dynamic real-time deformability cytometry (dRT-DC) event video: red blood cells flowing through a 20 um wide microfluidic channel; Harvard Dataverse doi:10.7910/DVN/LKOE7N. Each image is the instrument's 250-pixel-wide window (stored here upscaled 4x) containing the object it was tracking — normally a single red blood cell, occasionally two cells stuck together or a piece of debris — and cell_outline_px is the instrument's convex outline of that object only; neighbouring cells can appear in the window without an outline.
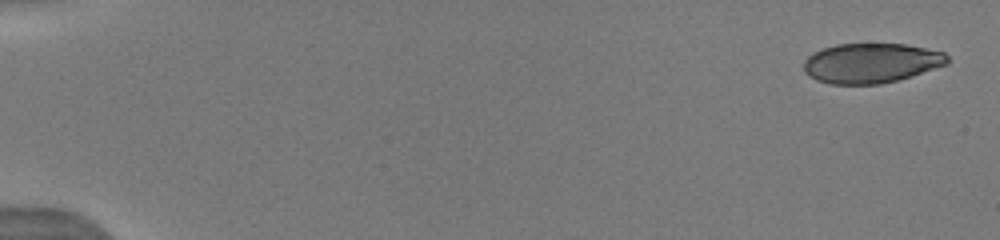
{"species": "human", "species_latin": "Homo sapiens", "temperature_condition": "warm", "stored_images_in_passage": 7, "camera_frame_rate_fps": 3000, "um_per_image_px": 0.085, "donor": {"sex": "male"}, "frame": {"image": 1, "passage_image": 1, "time_ms": 0.0, "image_size_px": [1000, 240], "cell_outline_px": [[948, 64], [896, 80], [880, 84], [832, 84], [816, 80], [808, 76], [804, 72], [804, 60], [812, 52], [836, 44], [904, 44], [944, 52], [948, 56]], "centroid_in_image_um": [74.0, 5.36], "position_along_channel_um": 11.0, "area_um2": 33.18}}
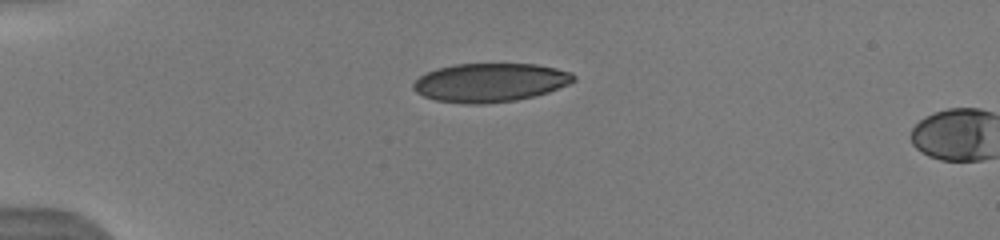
{"frame": {"image": 2, "passage_image": 6, "time_ms": 4.0, "image_size_px": [1000, 240], "cell_outline_px": [[576, 80], [568, 84], [548, 92], [516, 100], [484, 104], [468, 104], [436, 100], [424, 96], [416, 92], [412, 88], [412, 84], [420, 76], [436, 68], [456, 64], [536, 64], [556, 68], [572, 72], [576, 76]], "centroid_in_image_um": [41.67, 7.01], "position_along_channel_um": 43.3, "area_um2": 36.13}}